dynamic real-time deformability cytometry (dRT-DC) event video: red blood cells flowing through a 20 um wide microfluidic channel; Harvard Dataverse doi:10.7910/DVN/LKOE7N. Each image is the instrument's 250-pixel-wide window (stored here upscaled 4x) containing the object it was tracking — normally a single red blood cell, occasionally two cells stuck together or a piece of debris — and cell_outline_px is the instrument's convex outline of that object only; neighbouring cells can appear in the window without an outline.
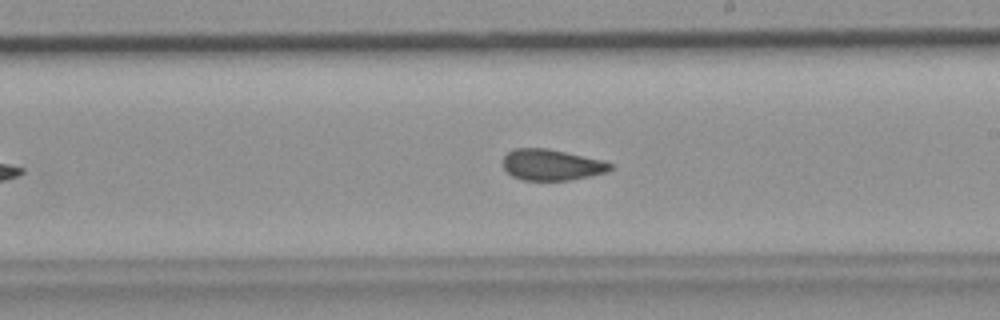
{"species": "common noctule bat (a hibernating species)", "species_latin": "Nyctalus noctula", "temperature_condition": "room temperature", "stored_images_in_passage": 34, "camera_frame_rate_fps": 3000, "um_per_image_px": 0.085, "animal": {"sex": "female", "body_mass_g": 19.9}, "frame": {"image": 1, "passage_image": 20, "time_ms": 6.333, "image_size_px": [1000, 320], "cell_outline_px": [[612, 168], [608, 172], [592, 176], [568, 180], [524, 180], [512, 176], [504, 168], [504, 156], [508, 152], [516, 148], [548, 148], [604, 160], [612, 164]], "centroid_in_image_um": [46.93, 14.01], "position_along_channel_um": 242.1, "area_um2": 19.48}}